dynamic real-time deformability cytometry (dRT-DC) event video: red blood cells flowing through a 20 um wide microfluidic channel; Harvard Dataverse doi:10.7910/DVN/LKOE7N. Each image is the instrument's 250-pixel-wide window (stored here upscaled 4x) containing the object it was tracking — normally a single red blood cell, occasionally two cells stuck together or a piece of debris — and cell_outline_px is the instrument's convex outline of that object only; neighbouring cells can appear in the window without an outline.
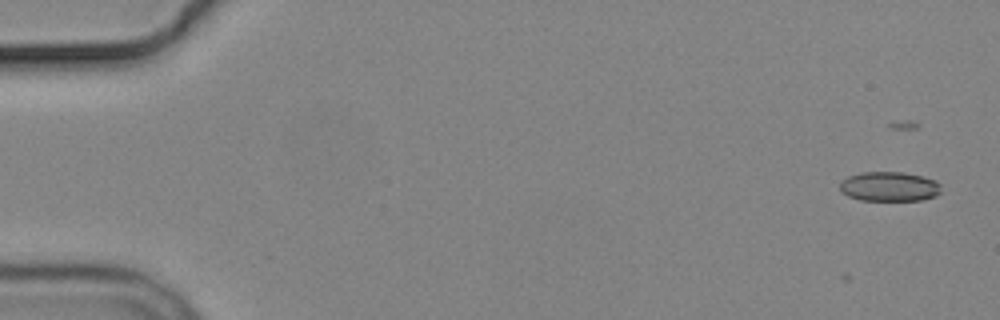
{"species": "common noctule bat (a hibernating species)", "species_latin": "Nyctalus noctula", "temperature_condition": "cold", "stored_images_in_passage": 6, "camera_frame_rate_fps": 3000, "um_per_image_px": 0.085, "animal": {"sex": "male", "body_mass_g": 19.2, "forearm_length_mm": 51.8}, "frame": {"image": 1, "passage_image": 1, "time_ms": 0.0, "image_size_px": [1000, 320], "cell_outline_px": [[940, 192], [936, 196], [920, 200], [860, 200], [848, 196], [840, 192], [840, 180], [848, 176], [860, 172], [904, 172], [924, 176], [936, 180], [940, 184]], "centroid_in_image_um": [75.58, 15.84], "position_along_channel_um": 9.4, "area_um2": 17.69}}